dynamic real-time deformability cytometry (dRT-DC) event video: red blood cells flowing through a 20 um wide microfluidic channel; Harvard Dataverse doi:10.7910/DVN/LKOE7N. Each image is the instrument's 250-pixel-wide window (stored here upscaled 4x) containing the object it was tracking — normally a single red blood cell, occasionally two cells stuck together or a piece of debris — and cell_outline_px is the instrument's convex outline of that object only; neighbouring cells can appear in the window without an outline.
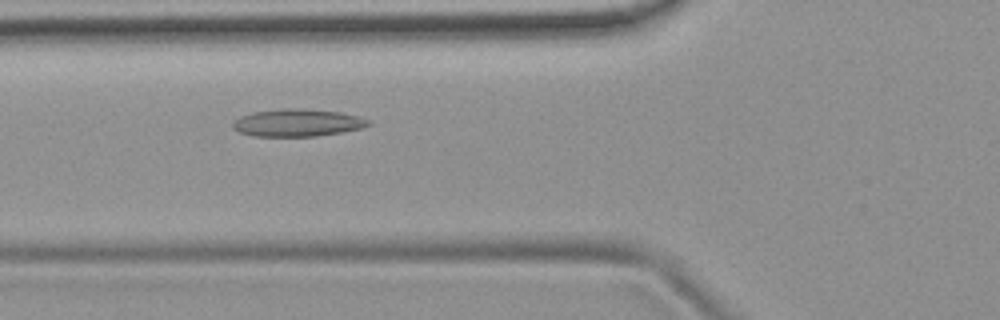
{"species": "common noctule bat (a hibernating species)", "species_latin": "Nyctalus noctula", "temperature_condition": "room temperature", "stored_images_in_passage": 6, "camera_frame_rate_fps": 3000, "um_per_image_px": 0.085, "animal": {"sex": "female", "body_mass_g": 19.9}, "frame": {"image": 1, "passage_image": 5, "time_ms": 4.667, "image_size_px": [1000, 320], "cell_outline_px": [[372, 124], [360, 128], [340, 132], [316, 136], [252, 136], [240, 132], [232, 128], [232, 124], [240, 116], [252, 112], [284, 108], [292, 108], [340, 112], [372, 120]], "centroid_in_image_um": [25.27, 10.43], "position_along_channel_um": 100.5, "area_um2": 21.5}}
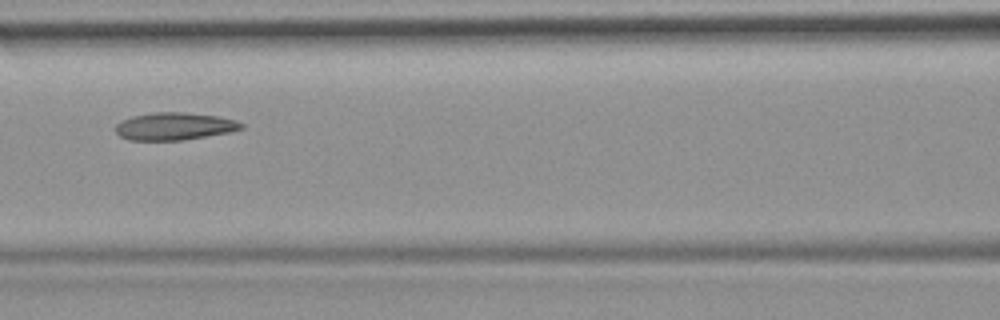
{"frame": {"image": 2, "passage_image": 6, "time_ms": 6.0, "image_size_px": [1000, 320], "cell_outline_px": [[244, 128], [228, 132], [180, 140], [128, 140], [120, 136], [116, 132], [116, 124], [120, 120], [132, 116], [152, 112], [184, 112], [220, 116], [236, 120], [244, 124]], "centroid_in_image_um": [14.81, 10.72], "position_along_channel_um": 151.8, "area_um2": 20.17}}